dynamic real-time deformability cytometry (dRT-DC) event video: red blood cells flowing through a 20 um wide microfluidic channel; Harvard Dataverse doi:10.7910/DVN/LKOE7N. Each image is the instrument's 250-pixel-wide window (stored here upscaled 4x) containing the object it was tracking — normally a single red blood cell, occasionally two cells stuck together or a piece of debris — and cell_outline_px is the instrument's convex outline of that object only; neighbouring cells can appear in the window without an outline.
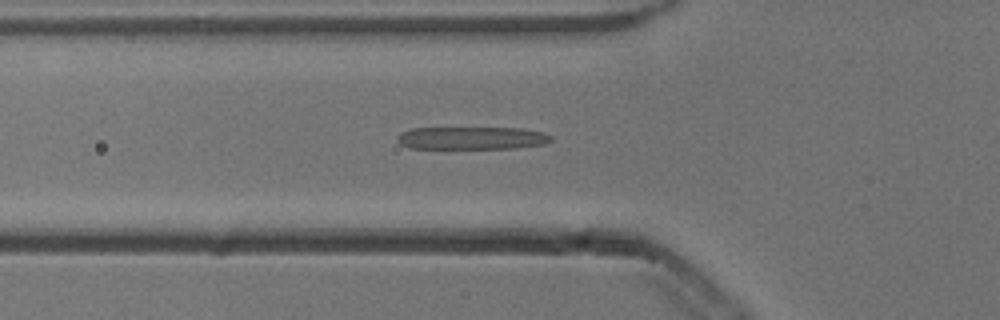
{"species": "common noctule bat (a hibernating species)", "species_latin": "Nyctalus noctula", "temperature_condition": "cold", "stored_images_in_passage": 34, "camera_frame_rate_fps": 3000, "um_per_image_px": 0.085, "animal": {"sex": "male", "body_mass_g": 13.3}, "frame": {"image": 1, "passage_image": 2, "time_ms": 0.333, "image_size_px": [1000, 320], "cell_outline_px": [[552, 140], [544, 144], [516, 148], [408, 148], [400, 144], [396, 140], [396, 136], [400, 132], [412, 128], [524, 128], [544, 132], [552, 136]], "centroid_in_image_um": [40.09, 11.73], "position_along_channel_um": 85.7, "area_um2": 20.52}}
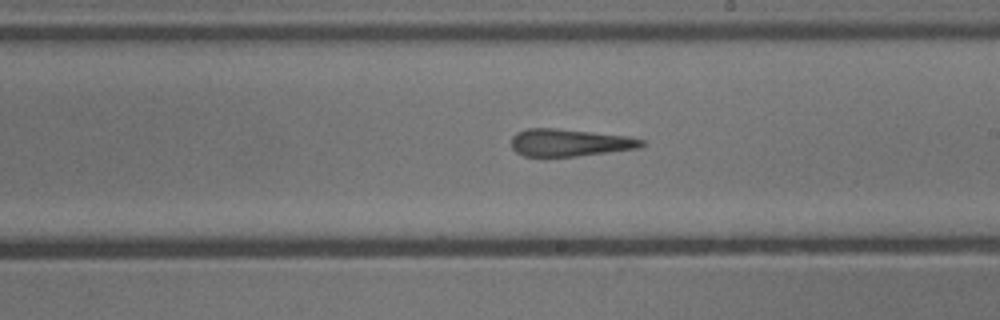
{"frame": {"image": 2, "passage_image": 14, "time_ms": 4.333, "image_size_px": [1000, 320], "cell_outline_px": [[644, 144], [640, 148], [544, 160], [524, 156], [516, 152], [512, 148], [512, 136], [516, 132], [528, 128], [556, 128], [632, 136], [644, 140]], "centroid_in_image_um": [48.37, 12.15], "position_along_channel_um": 240.6, "area_um2": 21.62}}
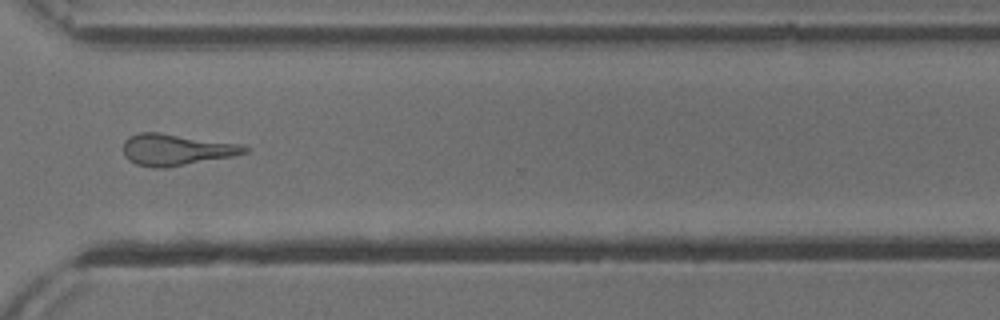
{"frame": {"image": 3, "passage_image": 23, "time_ms": 7.333, "image_size_px": [1000, 320], "cell_outline_px": [[252, 148], [248, 152], [232, 156], [164, 168], [152, 168], [136, 164], [128, 160], [124, 156], [124, 140], [128, 136], [140, 132], [160, 132], [244, 144]], "centroid_in_image_um": [14.99, 12.71], "position_along_channel_um": 355.6, "area_um2": 22.54}}